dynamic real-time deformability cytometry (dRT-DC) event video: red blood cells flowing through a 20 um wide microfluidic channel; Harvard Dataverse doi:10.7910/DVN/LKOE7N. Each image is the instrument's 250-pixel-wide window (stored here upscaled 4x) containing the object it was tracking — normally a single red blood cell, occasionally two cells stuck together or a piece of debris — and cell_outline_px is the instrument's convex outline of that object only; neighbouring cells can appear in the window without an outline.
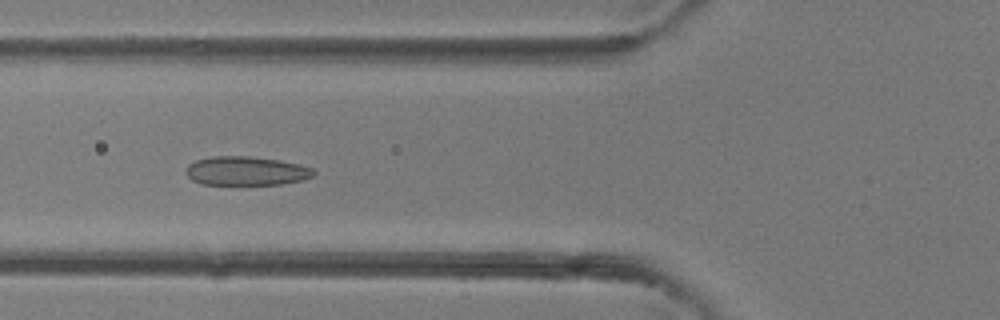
{"species": "common noctule bat (a hibernating species)", "species_latin": "Nyctalus noctula", "temperature_condition": "room temperature", "stored_images_in_passage": 5, "camera_frame_rate_fps": 3000, "um_per_image_px": 0.085, "animal": {"sex": "female"}, "frame": {"image": 1, "passage_image": 5, "time_ms": 5.333, "image_size_px": [1000, 320], "cell_outline_px": [[316, 172], [312, 176], [300, 180], [280, 184], [200, 184], [192, 180], [184, 172], [188, 164], [196, 160], [212, 156], [248, 156], [280, 160], [300, 164], [312, 168]], "centroid_in_image_um": [20.89, 14.52], "position_along_channel_um": 104.9, "area_um2": 21.5}}